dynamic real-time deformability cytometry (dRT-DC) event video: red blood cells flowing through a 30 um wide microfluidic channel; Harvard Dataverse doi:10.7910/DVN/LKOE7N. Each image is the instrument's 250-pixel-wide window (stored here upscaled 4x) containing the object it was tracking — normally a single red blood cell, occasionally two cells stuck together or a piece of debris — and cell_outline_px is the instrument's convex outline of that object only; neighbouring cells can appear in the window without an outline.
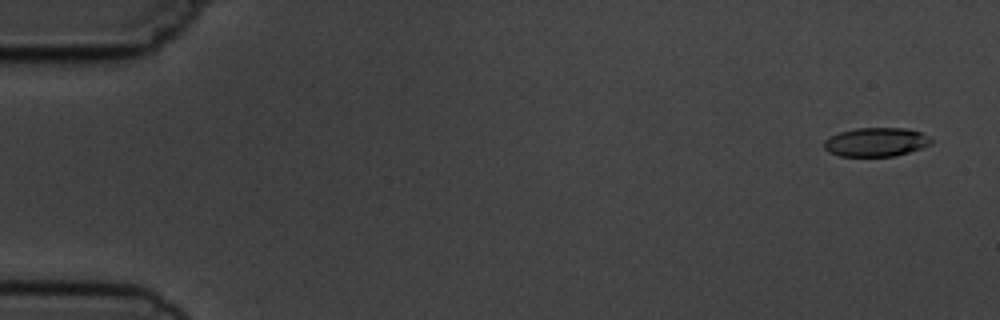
{"species": "common noctule bat (a hibernating species)", "species_latin": "Nyctalus noctula", "temperature_condition": "cold", "stored_images_in_passage": 4, "camera_frame_rate_fps": 3000, "um_per_image_px": 0.085, "animal": {"sex": "male", "body_mass_g": 19.5, "forearm_length_mm": 54.6}, "frame": {"image": 1, "passage_image": 1, "time_ms": 0.0, "image_size_px": [1000, 320], "cell_outline_px": [[932, 144], [908, 152], [892, 156], [840, 156], [828, 152], [824, 148], [824, 140], [840, 132], [856, 128], [904, 128], [920, 132], [928, 136], [932, 140]], "centroid_in_image_um": [74.45, 12.07], "position_along_channel_um": 10.6, "area_um2": 17.86}}
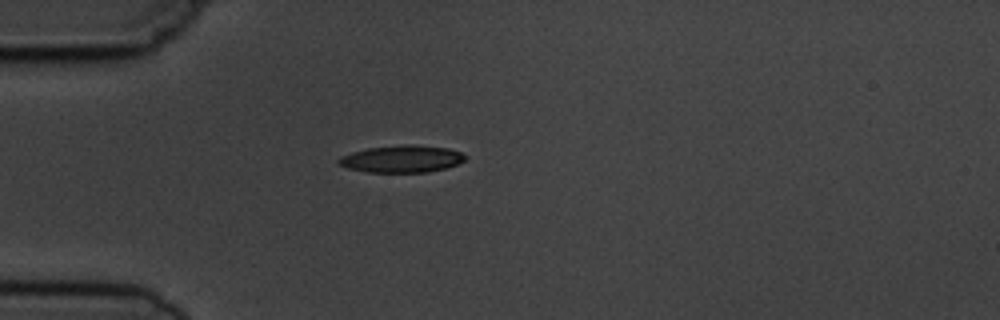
{"frame": {"image": 2, "passage_image": 4, "time_ms": 4.333, "image_size_px": [1000, 320], "cell_outline_px": [[464, 160], [456, 164], [444, 168], [428, 172], [368, 172], [348, 168], [336, 164], [336, 160], [340, 156], [352, 152], [368, 148], [404, 144], [408, 144], [448, 148], [460, 152], [464, 156]], "centroid_in_image_um": [34.08, 13.5], "position_along_channel_um": 50.9, "area_um2": 19.88}}